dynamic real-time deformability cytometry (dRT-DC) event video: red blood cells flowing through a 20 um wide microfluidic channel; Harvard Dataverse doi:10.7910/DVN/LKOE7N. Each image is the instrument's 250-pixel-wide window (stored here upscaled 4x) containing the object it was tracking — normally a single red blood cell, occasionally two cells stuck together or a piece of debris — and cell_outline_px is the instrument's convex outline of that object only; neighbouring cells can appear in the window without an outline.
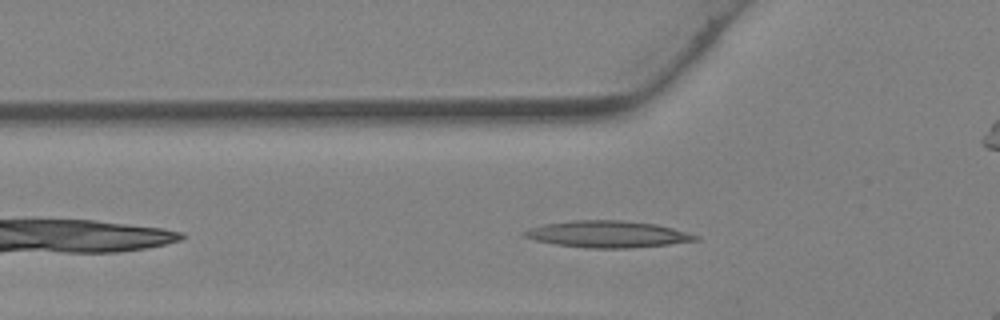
{"species": "Egyptian fruit bat (a non-hibernating species)", "species_latin": "Rousettus aegyptiacus", "temperature_condition": "warm", "stored_images_in_passage": 23, "camera_frame_rate_fps": 3000, "um_per_image_px": 0.085, "animal": {"sex": "female"}, "frame": {"image": 1, "passage_image": 4, "time_ms": 1.0, "image_size_px": [1000, 320], "cell_outline_px": [[700, 240], [668, 244], [632, 248], [584, 248], [556, 244], [536, 240], [524, 236], [520, 232], [532, 228], [548, 224], [572, 220], [620, 220], [656, 224], [672, 228], [700, 236]], "centroid_in_image_um": [51.68, 19.91], "position_along_channel_um": 74.1, "area_um2": 26.41}}
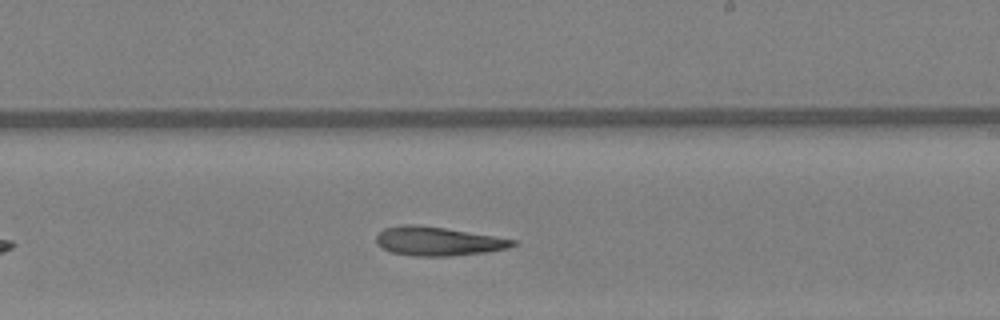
{"frame": {"image": 2, "passage_image": 14, "time_ms": 4.333, "image_size_px": [1000, 320], "cell_outline_px": [[516, 244], [508, 248], [484, 252], [448, 256], [412, 256], [392, 252], [376, 244], [376, 236], [384, 228], [404, 224], [412, 224], [444, 228], [516, 240]], "centroid_in_image_um": [37.18, 20.51], "position_along_channel_um": 251.8, "area_um2": 22.6}}
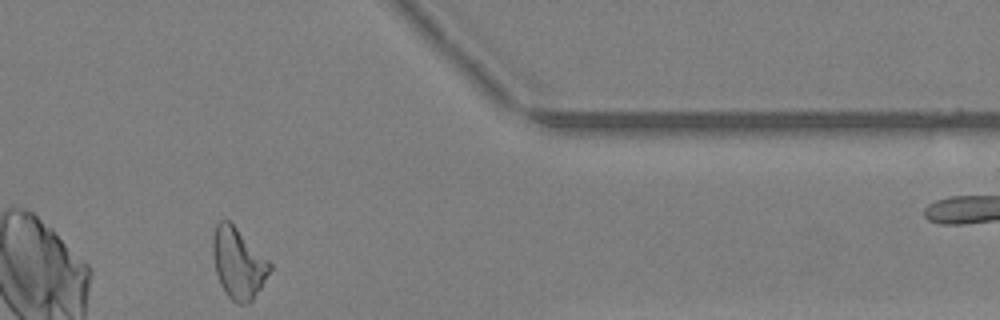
{"frame": {"image": 3, "passage_image": 23, "time_ms": 7.333, "image_size_px": [1000, 320], "cell_outline_px": [[272, 268], [260, 288], [252, 300], [244, 304], [240, 304], [232, 300], [224, 292], [220, 284], [216, 272], [212, 252], [212, 236], [216, 224], [220, 220], [228, 220], [272, 264]], "centroid_in_image_um": [20.23, 22.38], "position_along_channel_um": 391.2, "area_um2": 23.12}}